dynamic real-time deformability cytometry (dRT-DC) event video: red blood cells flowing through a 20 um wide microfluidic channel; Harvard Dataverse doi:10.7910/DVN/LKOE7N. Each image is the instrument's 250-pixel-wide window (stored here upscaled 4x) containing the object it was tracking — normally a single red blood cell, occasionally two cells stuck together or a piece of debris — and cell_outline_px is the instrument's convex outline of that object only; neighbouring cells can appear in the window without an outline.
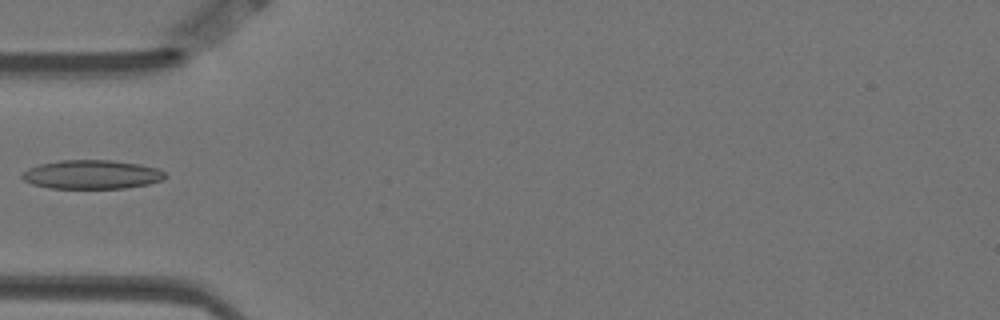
{"species": "Egyptian fruit bat (a non-hibernating species)", "species_latin": "Rousettus aegyptiacus", "temperature_condition": "warm", "stored_images_in_passage": 38, "camera_frame_rate_fps": 3000, "um_per_image_px": 0.085, "animal": {"sex": "female"}, "frame": {"image": 1, "passage_image": 1, "time_ms": 0.0, "image_size_px": [1000, 320], "cell_outline_px": [[168, 176], [160, 180], [148, 184], [124, 188], [48, 188], [32, 184], [24, 180], [20, 176], [28, 168], [40, 164], [60, 160], [112, 160], [140, 164], [160, 168]], "centroid_in_image_um": [7.81, 14.83], "position_along_channel_um": 77.2, "area_um2": 24.16}}
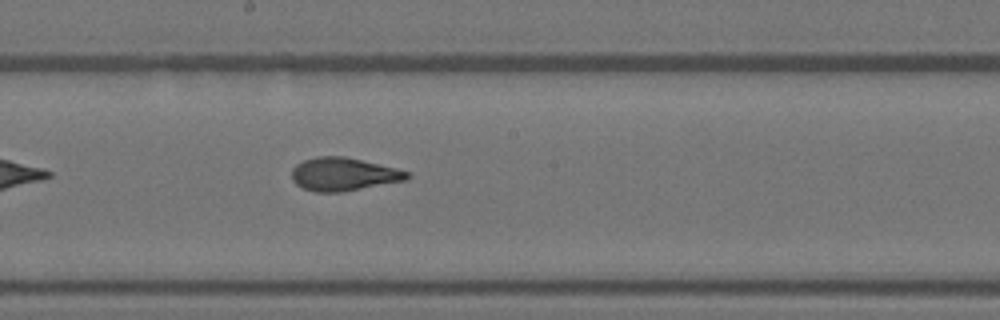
{"frame": {"image": 2, "passage_image": 13, "time_ms": 4.0, "image_size_px": [1000, 320], "cell_outline_px": [[412, 176], [408, 180], [340, 192], [316, 192], [304, 188], [296, 184], [292, 180], [292, 168], [296, 164], [304, 160], [316, 156], [344, 156], [396, 168], [408, 172]], "centroid_in_image_um": [29.2, 14.8], "position_along_channel_um": 219.0, "area_um2": 22.25}}
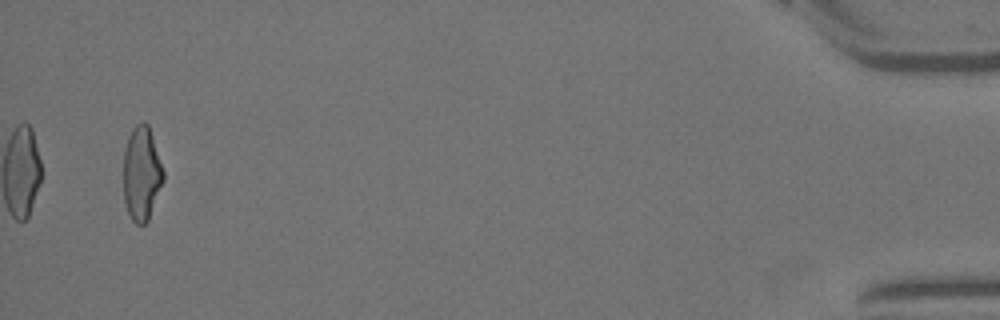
{"frame": {"image": 3, "passage_image": 38, "time_ms": 12.333, "image_size_px": [1000, 320], "cell_outline_px": [[164, 180], [148, 220], [144, 224], [136, 224], [132, 220], [128, 212], [124, 200], [124, 148], [128, 136], [132, 128], [136, 124], [144, 120], [148, 124], [164, 172]], "centroid_in_image_um": [12.03, 14.73], "position_along_channel_um": 423.2, "area_um2": 21.85}}